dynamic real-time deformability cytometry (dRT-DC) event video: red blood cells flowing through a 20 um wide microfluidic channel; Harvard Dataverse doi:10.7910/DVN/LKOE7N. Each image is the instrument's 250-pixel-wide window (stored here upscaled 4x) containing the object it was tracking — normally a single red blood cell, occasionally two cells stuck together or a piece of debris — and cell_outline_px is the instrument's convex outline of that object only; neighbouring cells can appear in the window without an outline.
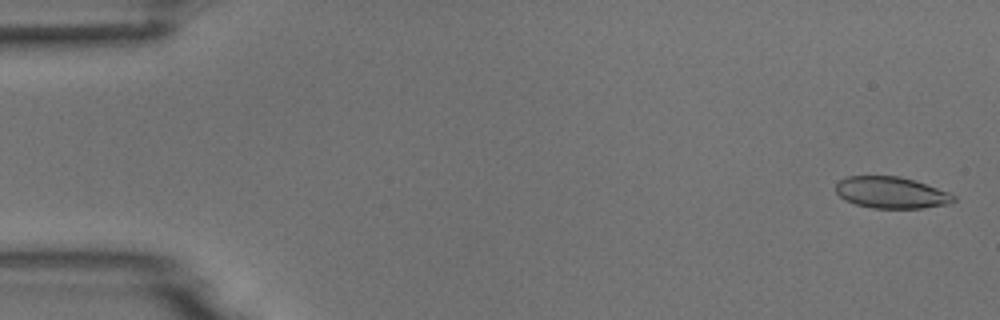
{"species": "common noctule bat (a hibernating species)", "species_latin": "Nyctalus noctula", "temperature_condition": "room temperature", "stored_images_in_passage": 5, "camera_frame_rate_fps": 3000, "um_per_image_px": 0.085, "animal": {"sex": "male", "body_mass_g": 18.8}, "frame": {"image": 1, "passage_image": 1, "time_ms": 0.0, "image_size_px": [1000, 320], "cell_outline_px": [[956, 200], [952, 204], [924, 208], [872, 208], [856, 204], [844, 200], [836, 192], [836, 184], [840, 180], [848, 176], [900, 176], [948, 192], [956, 196]], "centroid_in_image_um": [75.77, 16.38], "position_along_channel_um": 9.2, "area_um2": 21.62}}
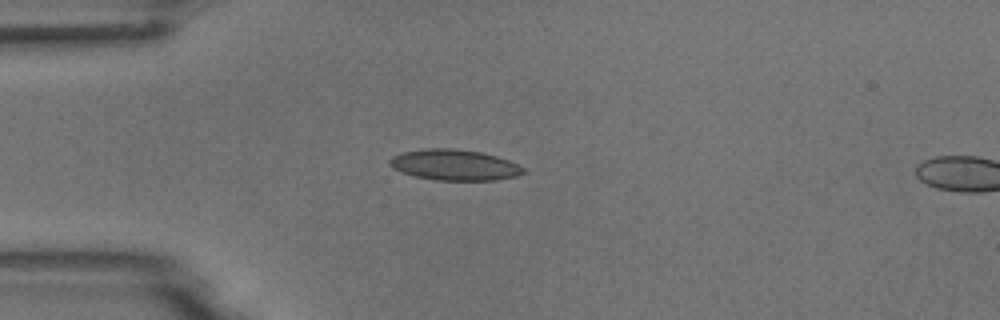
{"frame": {"image": 2, "passage_image": 4, "time_ms": 4.0, "image_size_px": [1000, 320], "cell_outline_px": [[528, 172], [516, 176], [496, 180], [432, 180], [400, 172], [392, 168], [388, 164], [388, 160], [392, 156], [400, 152], [424, 148], [452, 148], [480, 152], [496, 156], [508, 160], [524, 168]], "centroid_in_image_um": [38.58, 14.02], "position_along_channel_um": 46.4, "area_um2": 24.22}}